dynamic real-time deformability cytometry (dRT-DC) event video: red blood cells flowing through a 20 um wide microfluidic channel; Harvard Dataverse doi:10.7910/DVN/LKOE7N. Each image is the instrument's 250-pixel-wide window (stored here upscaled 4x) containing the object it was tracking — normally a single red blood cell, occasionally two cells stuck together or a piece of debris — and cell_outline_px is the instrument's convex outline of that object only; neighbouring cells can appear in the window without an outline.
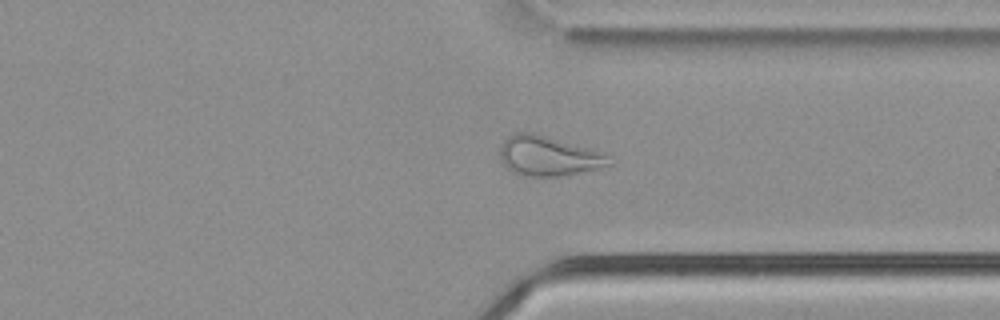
{"species": "common noctule bat (a hibernating species)", "species_latin": "Nyctalus noctula", "temperature_condition": "cold", "stored_images_in_passage": 54, "camera_frame_rate_fps": 3000, "um_per_image_px": 0.085, "animal": {"sex": "male", "body_mass_g": 21.5, "forearm_length_mm": 52.0}, "frame": {"image": 1, "passage_image": 41, "time_ms": 13.333, "image_size_px": [1000, 320], "cell_outline_px": [[612, 164], [600, 168], [560, 176], [528, 176], [512, 172], [500, 160], [500, 144], [508, 136], [516, 132], [532, 132], [608, 152]], "centroid_in_image_um": [46.65, 13.24], "position_along_channel_um": 364.7, "area_um2": 25.66}}
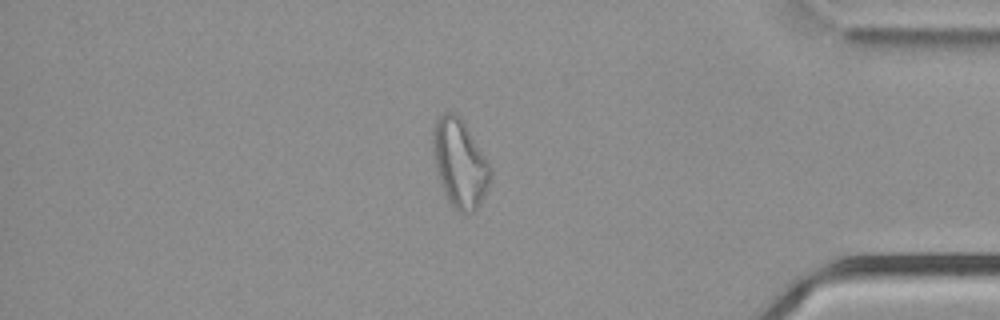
{"frame": {"image": 2, "passage_image": 46, "time_ms": 15.0, "image_size_px": [1000, 320], "cell_outline_px": [[492, 172], [488, 184], [476, 208], [468, 216], [464, 216], [452, 208], [444, 192], [436, 168], [432, 152], [432, 132], [436, 120], [444, 112], [452, 112], [460, 116], [492, 168]], "centroid_in_image_um": [39.06, 13.89], "position_along_channel_um": 396.1, "area_um2": 29.36}, "authors_computed_cell_mechanics": {"area_um2": 28.8711, "velocity_mm_per_s": 3.7781, "shape_relaxation_time_tau1_ms": null, "shape_relaxation_time_tau2_ms": 3.6009, "deformation_change_tau1": null, "deformation_change_tau2": 0.1496}}